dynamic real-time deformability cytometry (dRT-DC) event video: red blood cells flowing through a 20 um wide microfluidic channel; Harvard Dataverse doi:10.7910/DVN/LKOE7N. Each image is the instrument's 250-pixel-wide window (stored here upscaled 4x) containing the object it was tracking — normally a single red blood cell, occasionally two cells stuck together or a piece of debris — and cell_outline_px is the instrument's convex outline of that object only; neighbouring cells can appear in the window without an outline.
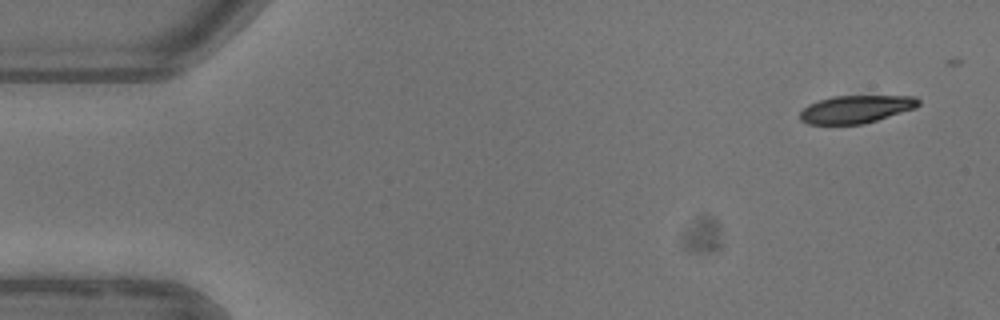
{"species": "common noctule bat (a hibernating species)", "species_latin": "Nyctalus noctula", "temperature_condition": "warm", "stored_images_in_passage": 5, "camera_frame_rate_fps": 3000, "um_per_image_px": 0.085, "animal": {"sex": "female"}, "frame": {"image": 1, "passage_image": 1, "time_ms": 0.0, "image_size_px": [1000, 320], "cell_outline_px": [[920, 104], [916, 108], [864, 124], [808, 124], [800, 120], [800, 112], [808, 104], [832, 96], [916, 96], [920, 100]], "centroid_in_image_um": [72.77, 9.28], "position_along_channel_um": 12.2, "area_um2": 19.19}}
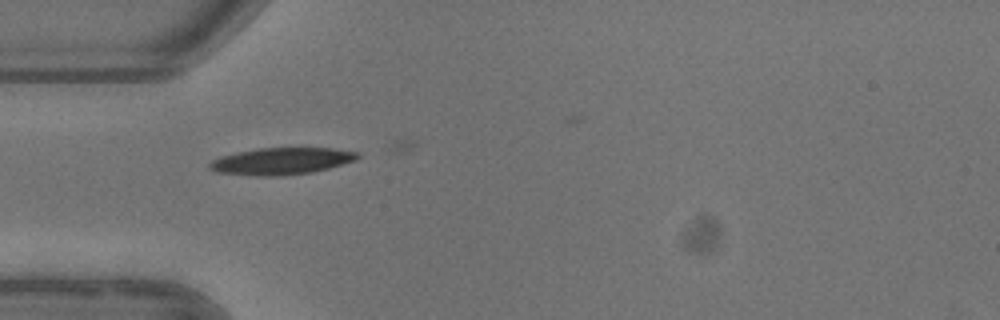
{"frame": {"image": 2, "passage_image": 4, "time_ms": 4.333, "image_size_px": [1000, 320], "cell_outline_px": [[360, 156], [356, 160], [328, 168], [312, 172], [280, 176], [256, 176], [216, 172], [208, 168], [208, 164], [212, 160], [220, 156], [260, 148], [332, 148], [360, 152]], "centroid_in_image_um": [23.92, 13.7], "position_along_channel_um": 61.1, "area_um2": 23.18}}